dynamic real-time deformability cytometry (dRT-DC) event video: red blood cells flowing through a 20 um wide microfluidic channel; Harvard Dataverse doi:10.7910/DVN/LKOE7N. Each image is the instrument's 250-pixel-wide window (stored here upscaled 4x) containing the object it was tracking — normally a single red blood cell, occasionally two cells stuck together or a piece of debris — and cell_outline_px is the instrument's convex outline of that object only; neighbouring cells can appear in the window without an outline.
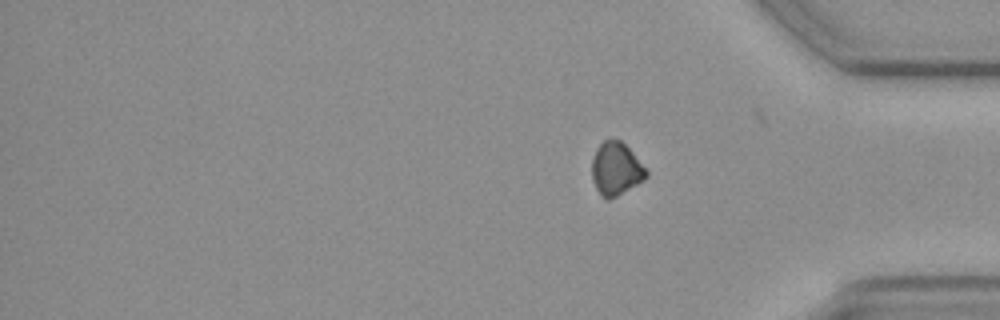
{"species": "common noctule bat (a hibernating species)", "species_latin": "Nyctalus noctula", "temperature_condition": "cold", "stored_images_in_passage": 44, "camera_frame_rate_fps": 3000, "um_per_image_px": 0.085, "animal": {"sex": "female", "body_mass_g": 19.3, "forearm_length_mm": 54.1}, "frame": {"image": 1, "passage_image": 44, "time_ms": 14.333, "image_size_px": [1000, 320], "cell_outline_px": [[648, 176], [644, 180], [616, 196], [608, 200], [600, 196], [592, 180], [592, 156], [596, 148], [604, 140], [620, 140], [632, 152], [648, 172]], "centroid_in_image_um": [52.33, 14.37], "position_along_channel_um": 382.9, "area_um2": 16.65}}